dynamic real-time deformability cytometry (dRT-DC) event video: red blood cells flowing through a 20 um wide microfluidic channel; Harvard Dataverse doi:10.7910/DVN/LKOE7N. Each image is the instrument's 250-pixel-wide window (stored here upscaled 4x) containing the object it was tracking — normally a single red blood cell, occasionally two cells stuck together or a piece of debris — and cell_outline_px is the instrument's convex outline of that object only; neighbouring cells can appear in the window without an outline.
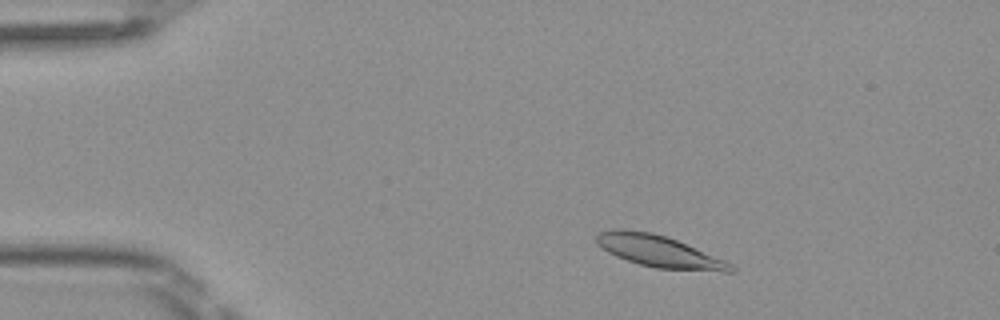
{"species": "Egyptian fruit bat (a non-hibernating species)", "species_latin": "Rousettus aegyptiacus", "temperature_condition": "room temperature", "stored_images_in_passage": 46, "camera_frame_rate_fps": 3000, "um_per_image_px": 0.085, "frame": {"image": 1, "passage_image": 5, "time_ms": 1.333, "image_size_px": [1000, 320], "cell_outline_px": [[736, 272], [724, 272], [656, 268], [640, 264], [616, 256], [608, 252], [596, 244], [596, 236], [600, 232], [616, 228], [624, 228], [652, 232], [676, 240], [724, 260], [732, 264], [736, 268]], "centroid_in_image_um": [56.01, 21.36], "position_along_channel_um": 29.0, "area_um2": 24.74}}
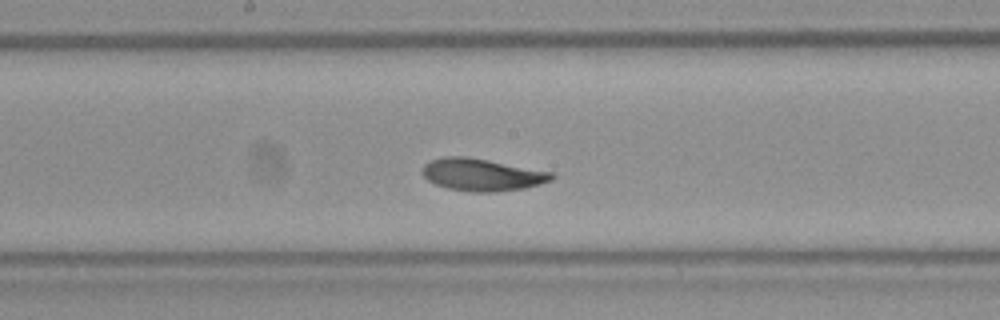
{"frame": {"image": 2, "passage_image": 23, "time_ms": 7.333, "image_size_px": [1000, 320], "cell_outline_px": [[556, 176], [552, 180], [540, 184], [524, 188], [492, 192], [472, 192], [448, 188], [436, 184], [428, 180], [420, 172], [424, 164], [432, 160], [444, 156], [468, 156], [552, 172]], "centroid_in_image_um": [40.96, 14.84], "position_along_channel_um": 207.2, "area_um2": 24.33}}
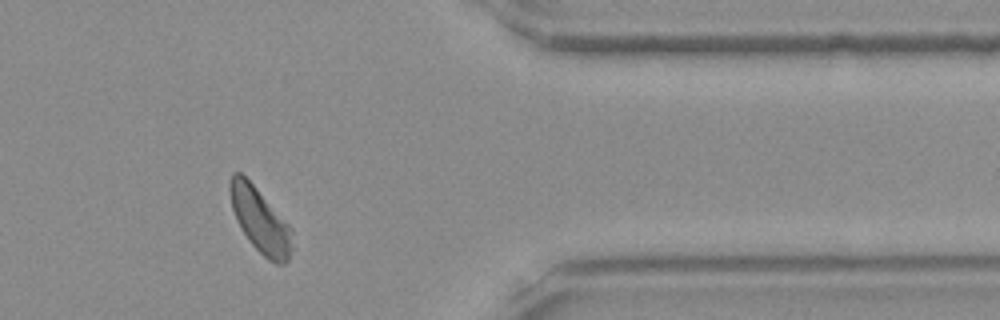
{"frame": {"image": 3, "passage_image": 38, "time_ms": 12.333, "image_size_px": [1000, 320], "cell_outline_px": [[292, 248], [288, 260], [284, 264], [276, 264], [268, 260], [248, 240], [236, 220], [232, 208], [228, 188], [228, 180], [232, 172], [240, 172], [256, 188], [292, 228]], "centroid_in_image_um": [22.09, 18.72], "position_along_channel_um": 389.3, "area_um2": 23.35}, "authors_computed_cell_mechanics": {"area_um2": 24.2182, "velocity_mm_per_s": 4.0249, "shape_relaxation_time_tau1_ms": 1.9985, "shape_relaxation_time_tau2_ms": 2.8797, "deformation_change_tau1": 0.1047, "deformation_change_tau2": 0.0621}}